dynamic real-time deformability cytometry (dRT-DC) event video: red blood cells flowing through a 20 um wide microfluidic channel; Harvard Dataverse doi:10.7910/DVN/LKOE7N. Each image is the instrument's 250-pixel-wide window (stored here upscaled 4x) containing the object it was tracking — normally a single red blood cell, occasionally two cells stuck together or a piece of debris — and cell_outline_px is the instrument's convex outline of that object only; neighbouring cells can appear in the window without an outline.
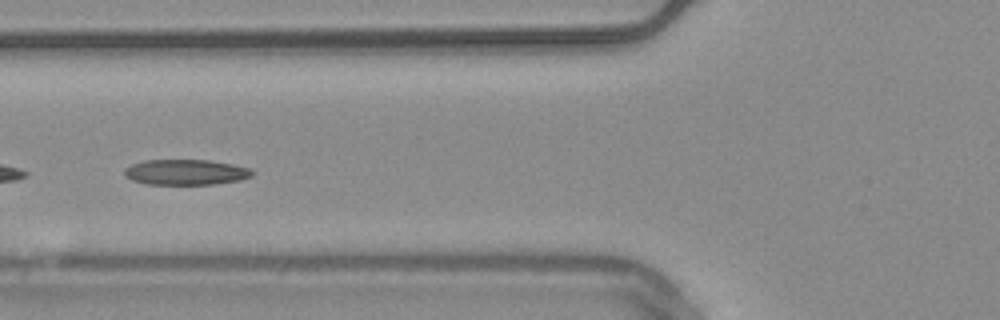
{"species": "common noctule bat (a hibernating species)", "species_latin": "Nyctalus noctula", "temperature_condition": "warm", "stored_images_in_passage": 37, "camera_frame_rate_fps": 3000, "um_per_image_px": 0.085, "animal": {"sex": "male", "body_mass_g": 20.4}, "frame": {"image": 1, "passage_image": 21, "time_ms": 6.667, "image_size_px": [1000, 320], "cell_outline_px": [[256, 172], [252, 176], [240, 180], [216, 184], [148, 184], [132, 180], [124, 176], [124, 168], [132, 164], [144, 160], [208, 160], [232, 164], [252, 168]], "centroid_in_image_um": [15.82, 14.63], "position_along_channel_um": 110.0, "area_um2": 19.13}}
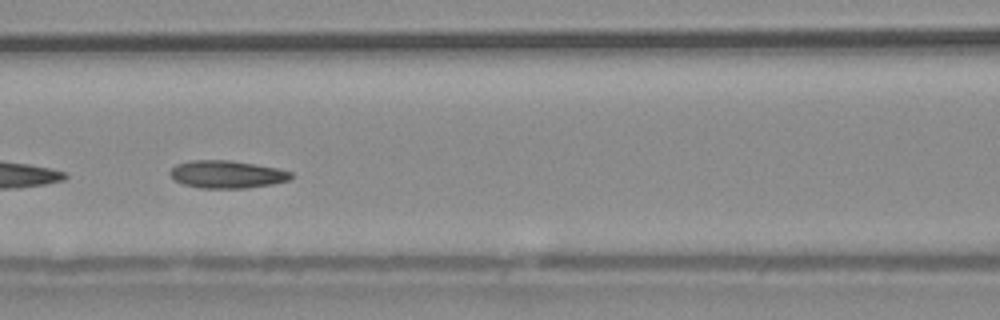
{"frame": {"image": 2, "passage_image": 24, "time_ms": 7.667, "image_size_px": [1000, 320], "cell_outline_px": [[292, 176], [288, 180], [272, 184], [248, 188], [200, 188], [184, 184], [176, 180], [168, 172], [176, 164], [192, 160], [228, 160], [256, 164], [276, 168], [292, 172]], "centroid_in_image_um": [19.28, 14.81], "position_along_channel_um": 147.3, "area_um2": 19.36}}
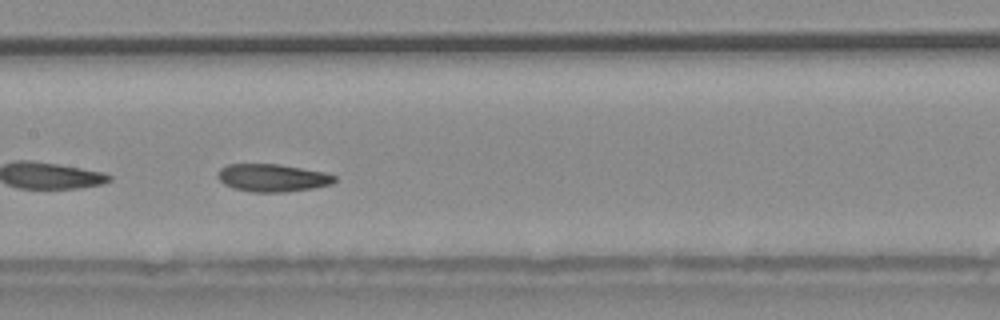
{"frame": {"image": 3, "passage_image": 27, "time_ms": 8.667, "image_size_px": [1000, 320], "cell_outline_px": [[336, 180], [332, 184], [316, 188], [284, 192], [252, 192], [232, 188], [224, 184], [216, 176], [220, 168], [228, 164], [280, 164], [324, 172], [336, 176]], "centroid_in_image_um": [23.16, 15.12], "position_along_channel_um": 184.2, "area_um2": 19.02}}